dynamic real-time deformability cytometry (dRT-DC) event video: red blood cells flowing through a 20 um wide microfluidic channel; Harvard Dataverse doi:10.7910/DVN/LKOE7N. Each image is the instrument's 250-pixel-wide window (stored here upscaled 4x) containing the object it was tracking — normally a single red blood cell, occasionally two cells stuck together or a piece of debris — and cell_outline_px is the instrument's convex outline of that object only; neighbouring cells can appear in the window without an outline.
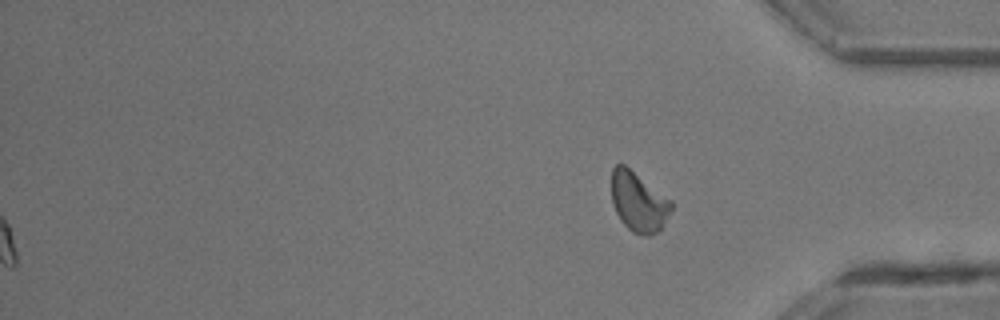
{"species": "common noctule bat (a hibernating species)", "species_latin": "Nyctalus noctula", "temperature_condition": "room temperature", "stored_images_in_passage": 34, "segment_of_instrument_passage": [2, 2], "camera_frame_rate_fps": 3000, "um_per_image_px": 0.085, "animal": {"sex": "male", "body_mass_g": 13.3}, "frame": {"image": 1, "passage_image": 34, "time_ms": 11.0, "image_size_px": [1000, 320], "cell_outline_px": [[672, 208], [660, 232], [652, 236], [640, 236], [632, 232], [620, 220], [612, 204], [612, 168], [616, 164], [624, 164], [672, 200]], "centroid_in_image_um": [54.29, 17.19], "position_along_channel_um": 380.9, "area_um2": 21.04}}